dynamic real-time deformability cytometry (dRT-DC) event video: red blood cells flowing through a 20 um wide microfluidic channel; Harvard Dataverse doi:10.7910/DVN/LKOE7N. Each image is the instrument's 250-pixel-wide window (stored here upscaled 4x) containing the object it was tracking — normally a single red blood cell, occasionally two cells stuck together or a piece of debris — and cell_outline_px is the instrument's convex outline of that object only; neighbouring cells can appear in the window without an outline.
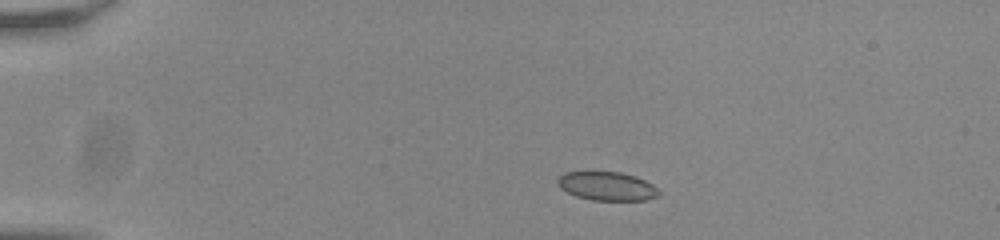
{"species": "common noctule bat (a hibernating species)", "species_latin": "Nyctalus noctula", "temperature_condition": "room temperature", "stored_images_in_passage": 44, "camera_frame_rate_fps": 3000, "um_per_image_px": 0.085, "animal": {"sex": "male", "body_mass_g": 20.0, "forearm_length_mm": 53.3}, "frame": {"image": 1, "passage_image": 1, "time_ms": 0.0, "image_size_px": [1000, 240], "cell_outline_px": [[660, 196], [644, 200], [592, 200], [576, 196], [560, 188], [556, 180], [564, 172], [620, 172], [636, 176], [652, 184], [660, 192]], "centroid_in_image_um": [51.6, 15.82], "position_along_channel_um": 33.4, "area_um2": 16.88}}
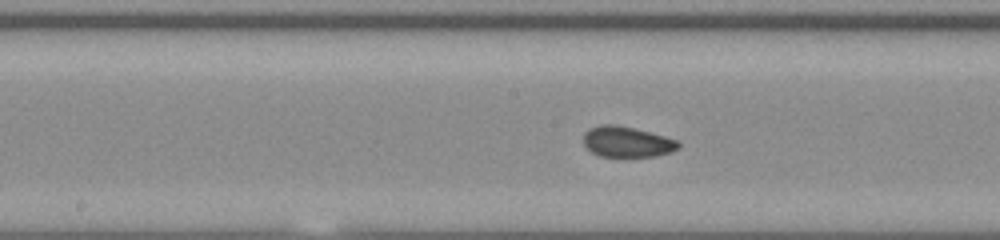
{"frame": {"image": 2, "passage_image": 19, "time_ms": 6.0, "image_size_px": [1000, 240], "cell_outline_px": [[680, 148], [672, 152], [656, 156], [600, 156], [592, 152], [584, 144], [584, 132], [588, 128], [600, 124], [612, 124], [632, 128], [680, 140]], "centroid_in_image_um": [53.31, 12.05], "position_along_channel_um": 194.9, "area_um2": 16.94}}
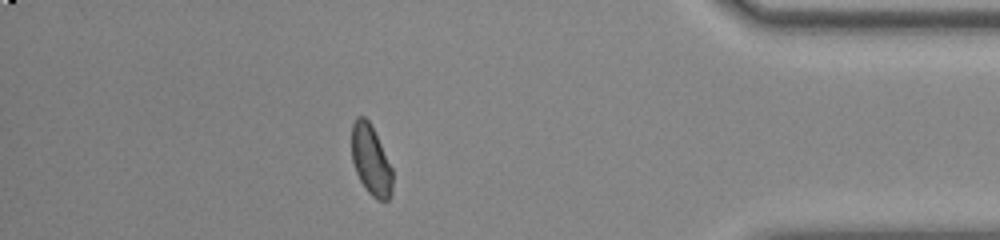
{"frame": {"image": 3, "passage_image": 38, "time_ms": 12.333, "image_size_px": [1000, 240], "cell_outline_px": [[392, 192], [388, 200], [376, 200], [368, 192], [360, 180], [356, 172], [352, 160], [352, 124], [356, 116], [364, 116], [368, 120], [392, 168]], "centroid_in_image_um": [31.51, 13.63], "position_along_channel_um": 403.7, "area_um2": 16.42}, "authors_computed_cell_mechanics": {"area_um2": 16.9932, "velocity_mm_per_s": 3.8061, "shape_relaxation_time_tau1_ms": 2.8793, "shape_relaxation_time_tau2_ms": 1.5672, "deformation_change_tau1": 0.0658, "deformation_change_tau2": 0.0634}}